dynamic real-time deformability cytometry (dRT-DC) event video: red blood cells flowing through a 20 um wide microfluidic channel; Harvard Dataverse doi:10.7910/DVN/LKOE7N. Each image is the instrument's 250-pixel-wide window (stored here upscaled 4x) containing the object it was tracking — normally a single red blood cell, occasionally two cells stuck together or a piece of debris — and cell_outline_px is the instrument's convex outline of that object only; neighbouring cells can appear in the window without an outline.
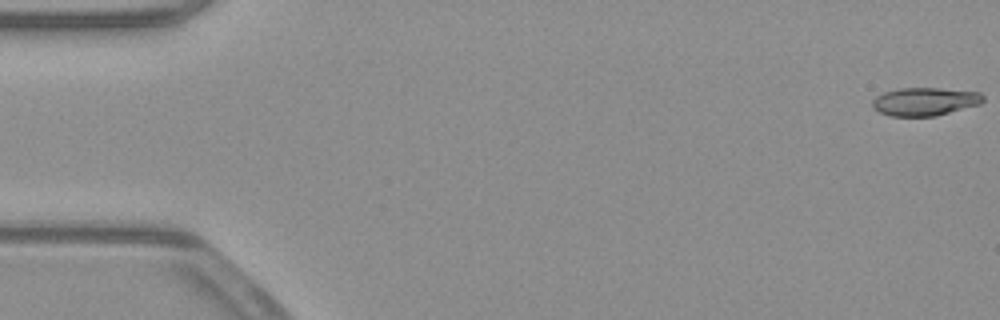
{"species": "common noctule bat (a hibernating species)", "species_latin": "Nyctalus noctula", "temperature_condition": "warm", "stored_images_in_passage": 17, "camera_frame_rate_fps": 3000, "um_per_image_px": 0.085, "animal": {"sex": "male", "body_mass_g": 23.1, "forearm_length_mm": 52.7}, "frame": {"image": 1, "passage_image": 1, "time_ms": 0.0, "image_size_px": [1000, 320], "cell_outline_px": [[984, 100], [980, 104], [936, 116], [892, 116], [880, 112], [872, 108], [872, 100], [876, 96], [884, 92], [900, 88], [940, 88], [980, 92], [984, 96]], "centroid_in_image_um": [78.61, 8.63], "position_along_channel_um": 6.4, "area_um2": 18.21}}
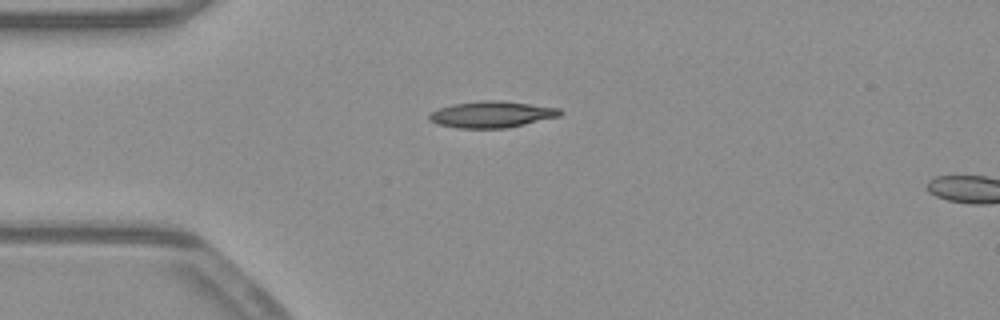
{"frame": {"image": 2, "passage_image": 14, "time_ms": 4.333, "image_size_px": [1000, 320], "cell_outline_px": [[564, 112], [560, 116], [524, 124], [504, 128], [456, 128], [436, 124], [428, 116], [432, 112], [440, 108], [452, 104], [480, 100], [500, 100], [560, 108]], "centroid_in_image_um": [41.81, 9.72], "position_along_channel_um": 43.2, "area_um2": 20.06}}